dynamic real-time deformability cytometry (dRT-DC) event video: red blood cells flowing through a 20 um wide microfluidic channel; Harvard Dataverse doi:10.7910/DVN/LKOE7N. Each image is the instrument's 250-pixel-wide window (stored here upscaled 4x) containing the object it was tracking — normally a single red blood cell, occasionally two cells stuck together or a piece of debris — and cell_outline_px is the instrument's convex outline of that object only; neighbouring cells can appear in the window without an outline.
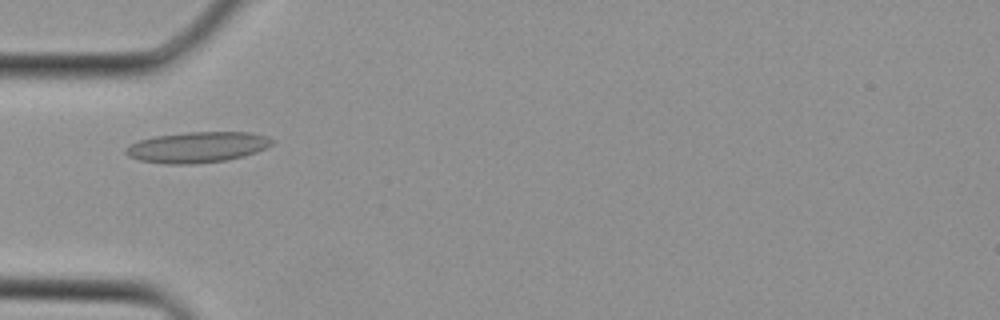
{"species": "Egyptian fruit bat (a non-hibernating species)", "species_latin": "Rousettus aegyptiacus", "temperature_condition": "cold", "stored_images_in_passage": 1, "camera_frame_rate_fps": 3000, "um_per_image_px": 0.085, "animal": {"sex": "female"}, "frame": {"image": 1, "passage_image": 1, "time_ms": 0.0, "image_size_px": [1000, 320], "cell_outline_px": [[276, 140], [272, 144], [256, 152], [244, 156], [228, 160], [196, 164], [164, 164], [140, 160], [128, 156], [124, 152], [124, 148], [128, 144], [140, 140], [156, 136], [188, 132], [252, 132], [268, 136]], "centroid_in_image_um": [16.78, 12.51], "position_along_channel_um": 68.2, "area_um2": 26.47}}